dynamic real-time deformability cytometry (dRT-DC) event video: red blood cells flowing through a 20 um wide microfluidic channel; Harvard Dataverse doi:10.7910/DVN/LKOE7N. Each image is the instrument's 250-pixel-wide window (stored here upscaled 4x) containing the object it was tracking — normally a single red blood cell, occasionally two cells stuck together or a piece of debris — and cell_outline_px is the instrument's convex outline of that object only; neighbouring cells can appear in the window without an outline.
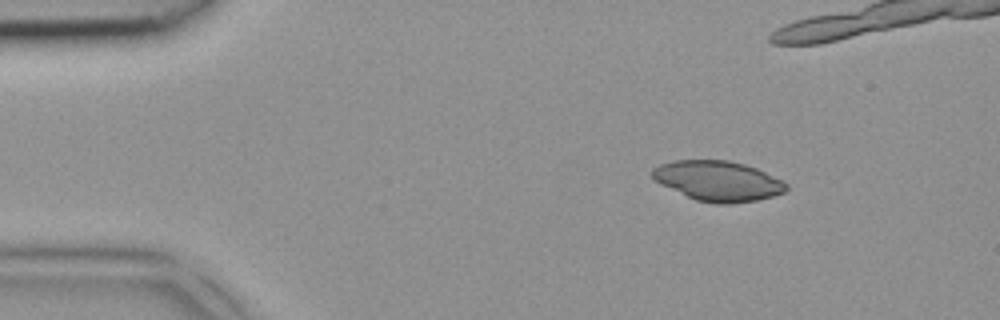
{"species": "common noctule bat (a hibernating species)", "species_latin": "Nyctalus noctula", "temperature_condition": "room temperature", "stored_images_in_passage": 8, "camera_frame_rate_fps": 3000, "um_per_image_px": 0.085, "animal": {"sex": "female", "body_mass_g": 18.4}, "frame": {"image": 1, "passage_image": 1, "time_ms": 0.0, "image_size_px": [1000, 320], "cell_outline_px": [[788, 188], [784, 192], [772, 196], [756, 200], [728, 204], [716, 204], [696, 200], [660, 184], [652, 176], [652, 168], [660, 164], [672, 160], [728, 160], [744, 164], [756, 168], [788, 184]], "centroid_in_image_um": [61.0, 15.37], "position_along_channel_um": 24.0, "area_um2": 31.1}}
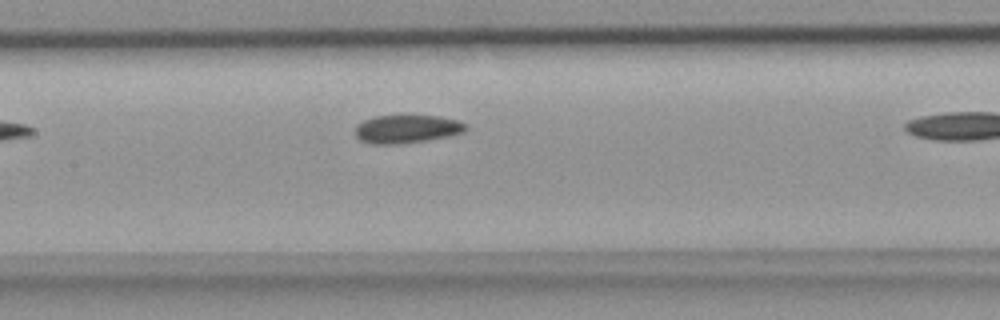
{"frame": {"image": 2, "passage_image": 7, "time_ms": 2.0, "image_size_px": [1000, 320], "cell_outline_px": [[468, 128], [464, 132], [424, 140], [400, 144], [372, 144], [360, 140], [356, 136], [356, 124], [364, 120], [376, 116], [408, 112], [440, 116], [460, 120], [468, 124]], "centroid_in_image_um": [34.59, 10.9], "position_along_channel_um": 172.8, "area_um2": 19.02}}